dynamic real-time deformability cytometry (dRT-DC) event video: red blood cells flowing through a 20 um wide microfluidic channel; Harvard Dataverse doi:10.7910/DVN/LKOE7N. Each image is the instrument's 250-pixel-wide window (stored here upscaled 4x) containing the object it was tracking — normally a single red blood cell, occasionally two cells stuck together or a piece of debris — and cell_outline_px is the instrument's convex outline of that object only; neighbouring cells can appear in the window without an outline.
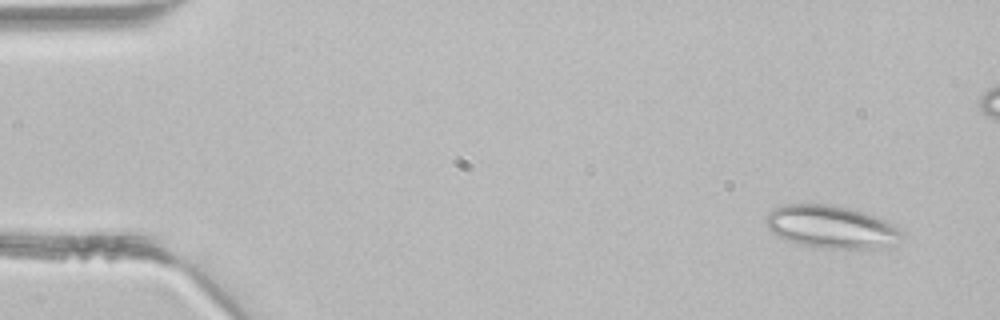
{"species": "common noctule bat (a hibernating species)", "species_latin": "Nyctalus noctula", "temperature_condition": "room temperature", "stored_images_in_passage": 3, "camera_frame_rate_fps": 3000, "um_per_image_px": 0.085, "animal": {"sex": "male", "body_mass_g": 21.5, "forearm_length_mm": 52.0}, "frame": {"image": 1, "passage_image": 3, "time_ms": 0.667, "image_size_px": [1000, 320], "cell_outline_px": [[904, 236], [892, 248], [820, 248], [800, 244], [788, 240], [772, 232], [764, 224], [764, 220], [768, 212], [772, 208], [784, 204], [832, 204], [852, 208], [884, 220], [892, 224], [904, 232]], "centroid_in_image_um": [70.67, 19.28], "position_along_channel_um": 14.3, "area_um2": 34.22}}